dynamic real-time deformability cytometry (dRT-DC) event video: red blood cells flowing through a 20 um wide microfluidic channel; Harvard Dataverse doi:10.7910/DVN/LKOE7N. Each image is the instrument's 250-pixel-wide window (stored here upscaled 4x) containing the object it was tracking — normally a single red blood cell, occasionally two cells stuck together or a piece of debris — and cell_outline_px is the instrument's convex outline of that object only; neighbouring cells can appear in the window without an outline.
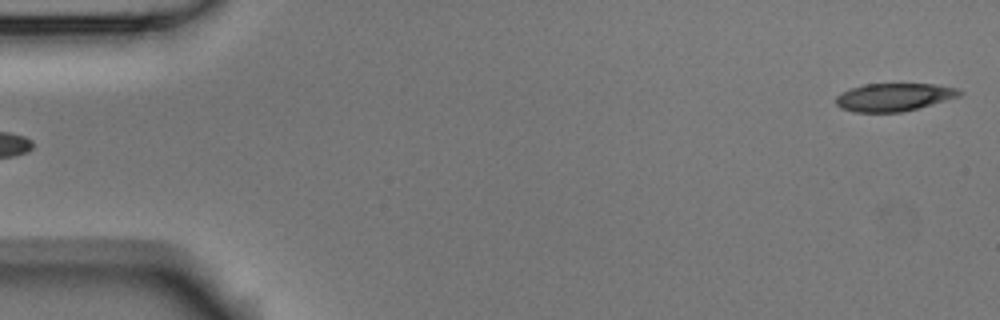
{"species": "Egyptian fruit bat (a non-hibernating species)", "species_latin": "Rousettus aegyptiacus", "temperature_condition": "room temperature", "stored_images_in_passage": 5, "camera_frame_rate_fps": 3000, "um_per_image_px": 0.085, "animal": {"sex": "male"}, "frame": {"image": 1, "passage_image": 5, "time_ms": 1.333, "image_size_px": [1000, 320], "cell_outline_px": [[964, 92], [960, 96], [916, 108], [900, 112], [856, 112], [840, 108], [836, 104], [836, 96], [840, 92], [864, 84], [932, 84], [956, 88]], "centroid_in_image_um": [75.95, 8.25], "position_along_channel_um": 9.1, "area_um2": 19.88}}